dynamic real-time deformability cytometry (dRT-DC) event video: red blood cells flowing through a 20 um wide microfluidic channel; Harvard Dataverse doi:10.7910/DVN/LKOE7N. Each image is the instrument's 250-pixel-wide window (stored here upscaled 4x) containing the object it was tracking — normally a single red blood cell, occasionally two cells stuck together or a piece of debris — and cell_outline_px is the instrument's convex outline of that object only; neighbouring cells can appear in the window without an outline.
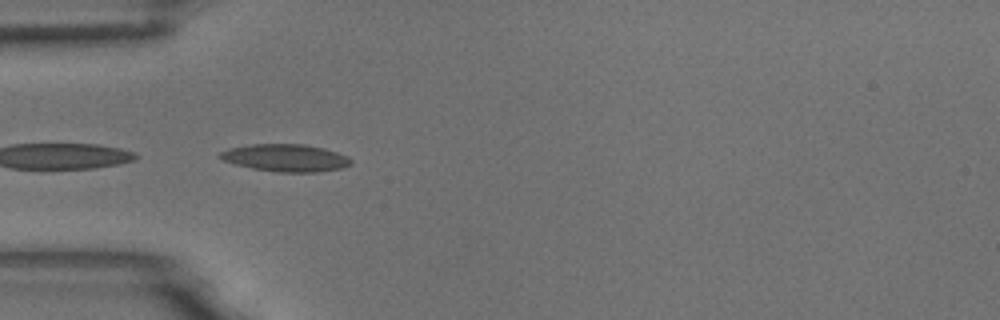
{"species": "common noctule bat (a hibernating species)", "species_latin": "Nyctalus noctula", "temperature_condition": "room temperature", "stored_images_in_passage": 7, "camera_frame_rate_fps": 3000, "um_per_image_px": 0.085, "animal": {"sex": "male", "body_mass_g": 18.8}, "frame": {"image": 1, "passage_image": 5, "time_ms": 1.333, "image_size_px": [1000, 320], "cell_outline_px": [[352, 164], [340, 168], [316, 172], [276, 172], [252, 168], [236, 164], [224, 160], [216, 156], [220, 152], [228, 148], [252, 144], [304, 144], [324, 148], [348, 156], [352, 160]], "centroid_in_image_um": [24.27, 13.41], "position_along_channel_um": 60.7, "area_um2": 20.87}}